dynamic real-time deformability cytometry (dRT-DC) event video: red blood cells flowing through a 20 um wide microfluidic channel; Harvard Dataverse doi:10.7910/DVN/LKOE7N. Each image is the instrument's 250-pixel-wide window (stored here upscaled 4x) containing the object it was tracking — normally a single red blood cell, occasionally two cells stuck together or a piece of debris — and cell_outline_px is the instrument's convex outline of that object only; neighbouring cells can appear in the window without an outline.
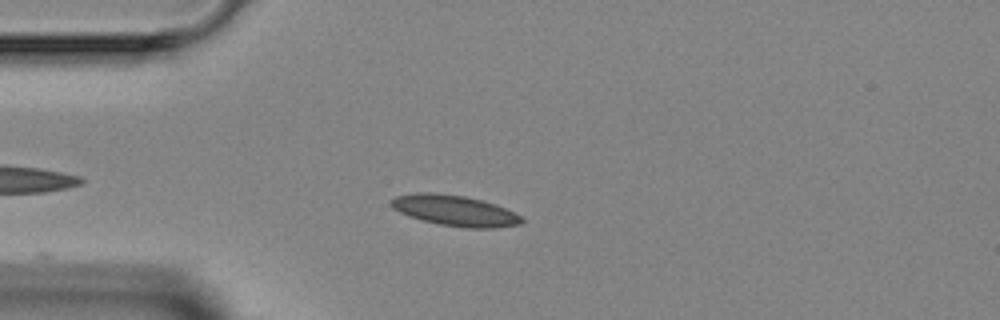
{"species": "Egyptian fruit bat (a non-hibernating species)", "species_latin": "Rousettus aegyptiacus", "temperature_condition": "room temperature", "stored_images_in_passage": 3, "camera_frame_rate_fps": 3000, "um_per_image_px": 0.085, "animal": {"sex": "female"}, "frame": {"image": 1, "passage_image": 2, "time_ms": 1.333, "image_size_px": [1000, 320], "cell_outline_px": [[524, 220], [520, 224], [492, 228], [464, 228], [440, 224], [408, 216], [392, 208], [388, 204], [388, 200], [396, 196], [416, 192], [436, 192], [464, 196], [496, 204], [520, 216]], "centroid_in_image_um": [38.59, 17.89], "position_along_channel_um": 46.4, "area_um2": 23.35}}